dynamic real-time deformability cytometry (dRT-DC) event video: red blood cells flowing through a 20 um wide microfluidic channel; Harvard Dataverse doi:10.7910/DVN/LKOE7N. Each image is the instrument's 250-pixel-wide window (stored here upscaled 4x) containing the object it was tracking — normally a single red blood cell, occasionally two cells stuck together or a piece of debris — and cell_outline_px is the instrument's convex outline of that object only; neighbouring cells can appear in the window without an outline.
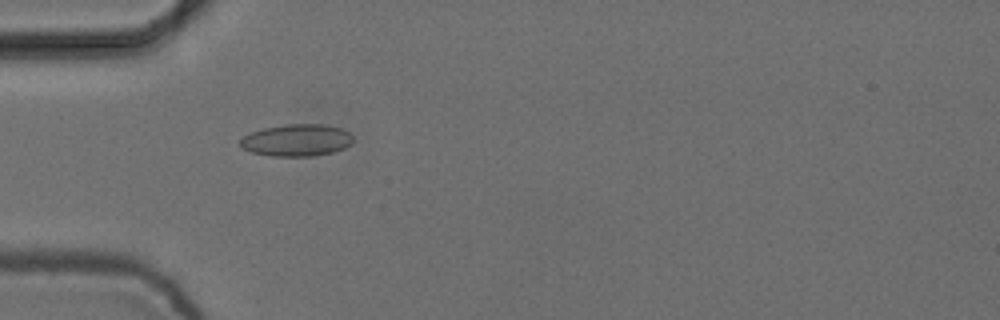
{"species": "common noctule bat (a hibernating species)", "species_latin": "Nyctalus noctula", "temperature_condition": "cold", "stored_images_in_passage": 7, "camera_frame_rate_fps": 3000, "um_per_image_px": 0.085, "animal": {"sex": "female", "body_mass_g": 24.6, "forearm_length_mm": 56.2}, "frame": {"image": 1, "passage_image": 4, "time_ms": 1.0, "image_size_px": [1000, 320], "cell_outline_px": [[352, 144], [344, 148], [332, 152], [312, 156], [272, 156], [252, 152], [240, 148], [240, 140], [244, 136], [252, 132], [264, 128], [288, 124], [328, 124], [340, 128], [348, 132], [352, 136]], "centroid_in_image_um": [25.22, 11.91], "position_along_channel_um": 59.8, "area_um2": 21.04}}
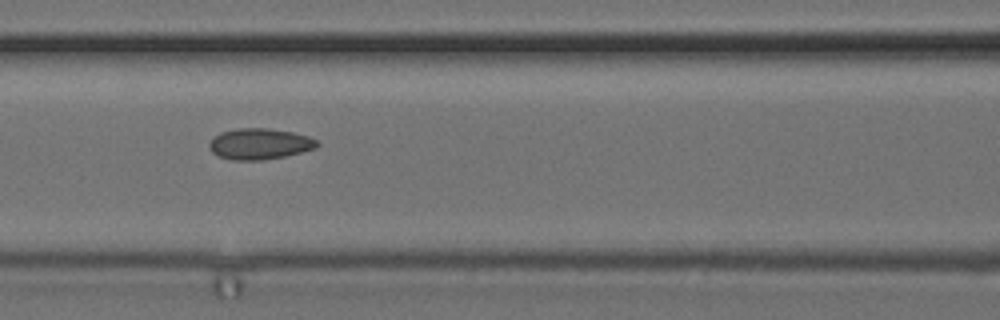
{"frame": {"image": 2, "passage_image": 6, "time_ms": 1.667, "image_size_px": [1000, 320], "cell_outline_px": [[320, 144], [316, 148], [284, 156], [264, 160], [232, 160], [220, 156], [212, 152], [208, 148], [208, 144], [220, 132], [240, 128], [268, 128], [292, 132], [308, 136], [316, 140]], "centroid_in_image_um": [22.07, 12.23], "position_along_channel_um": 144.5, "area_um2": 19.36}}
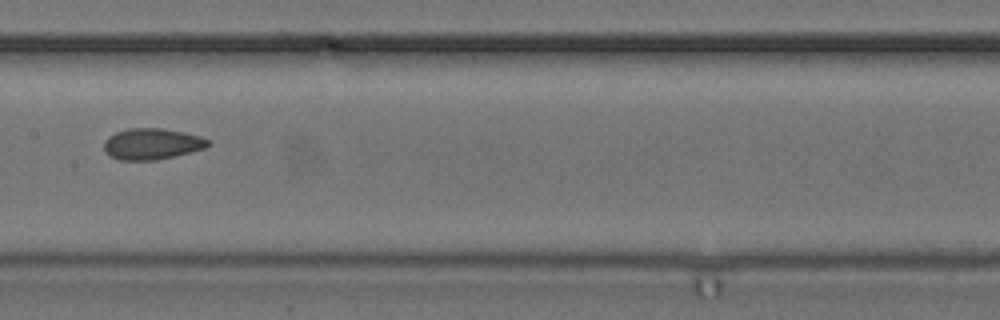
{"frame": {"image": 3, "passage_image": 7, "time_ms": 2.0, "image_size_px": [1000, 320], "cell_outline_px": [[212, 144], [204, 148], [156, 160], [120, 160], [108, 156], [104, 152], [104, 140], [108, 136], [116, 132], [128, 128], [164, 128], [184, 132], [200, 136], [208, 140]], "centroid_in_image_um": [12.87, 12.22], "position_along_channel_um": 194.5, "area_um2": 18.96}}